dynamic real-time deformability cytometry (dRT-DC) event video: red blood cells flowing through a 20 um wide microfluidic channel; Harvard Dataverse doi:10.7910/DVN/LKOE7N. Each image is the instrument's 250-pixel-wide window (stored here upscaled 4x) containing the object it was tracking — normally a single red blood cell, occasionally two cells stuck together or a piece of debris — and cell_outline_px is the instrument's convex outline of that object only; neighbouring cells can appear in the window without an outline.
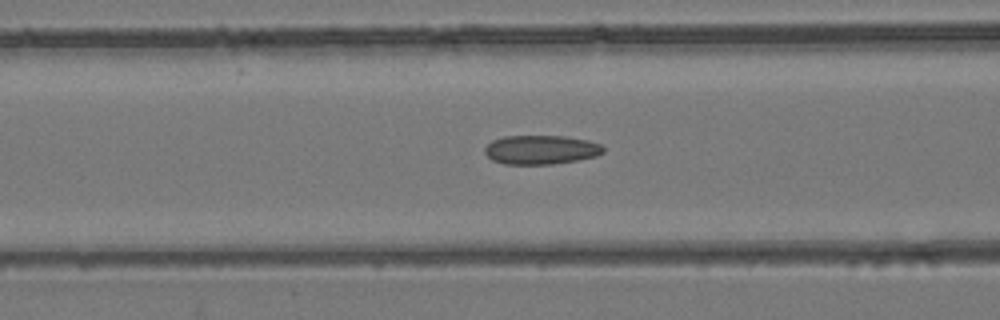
{"species": "common noctule bat (a hibernating species)", "species_latin": "Nyctalus noctula", "temperature_condition": "room temperature", "stored_images_in_passage": 49, "camera_frame_rate_fps": 3000, "um_per_image_px": 0.085, "animal": {"sex": "female", "body_mass_g": 24.6, "forearm_length_mm": 56.2}, "frame": {"image": 1, "passage_image": 20, "time_ms": 6.333, "image_size_px": [1000, 320], "cell_outline_px": [[604, 152], [596, 156], [576, 160], [552, 164], [504, 164], [492, 160], [484, 152], [484, 148], [492, 140], [504, 136], [564, 136], [588, 140], [600, 144], [604, 148]], "centroid_in_image_um": [45.97, 12.72], "position_along_channel_um": 120.6, "area_um2": 20.06}}
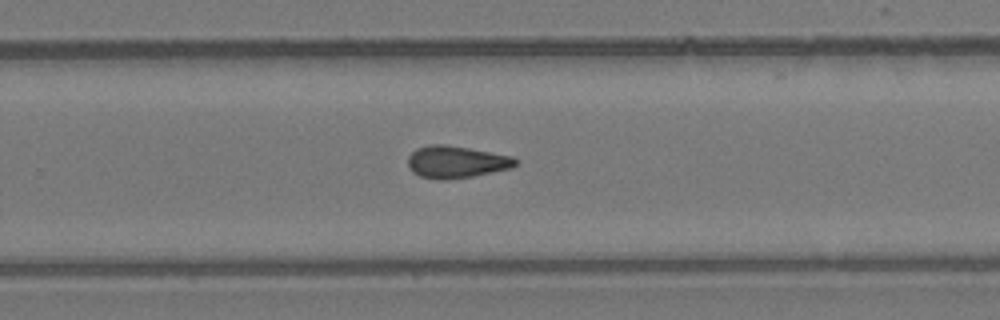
{"frame": {"image": 2, "passage_image": 32, "time_ms": 10.333, "image_size_px": [1000, 320], "cell_outline_px": [[516, 164], [512, 168], [472, 176], [444, 180], [440, 180], [420, 176], [412, 172], [408, 168], [408, 156], [416, 148], [428, 144], [448, 144], [512, 156], [516, 160]], "centroid_in_image_um": [38.74, 13.75], "position_along_channel_um": 291.1, "area_um2": 20.23}}
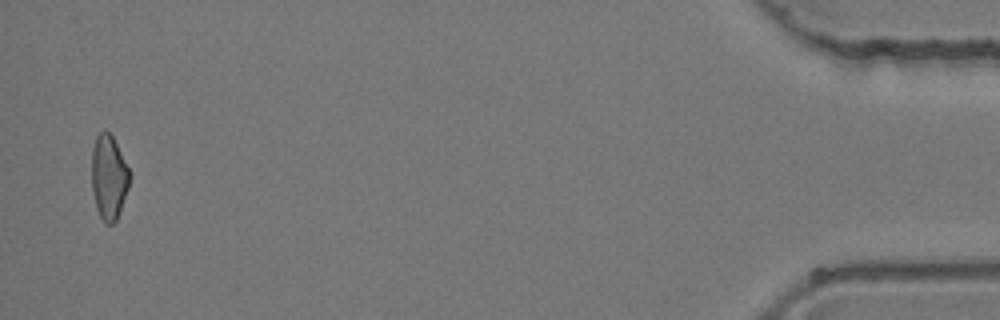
{"frame": {"image": 3, "passage_image": 48, "time_ms": 15.667, "image_size_px": [1000, 320], "cell_outline_px": [[128, 188], [116, 220], [112, 224], [104, 224], [96, 208], [92, 188], [92, 148], [96, 136], [100, 132], [108, 132], [112, 136], [128, 168]], "centroid_in_image_um": [9.21, 15.09], "position_along_channel_um": 426.0, "area_um2": 18.21}}